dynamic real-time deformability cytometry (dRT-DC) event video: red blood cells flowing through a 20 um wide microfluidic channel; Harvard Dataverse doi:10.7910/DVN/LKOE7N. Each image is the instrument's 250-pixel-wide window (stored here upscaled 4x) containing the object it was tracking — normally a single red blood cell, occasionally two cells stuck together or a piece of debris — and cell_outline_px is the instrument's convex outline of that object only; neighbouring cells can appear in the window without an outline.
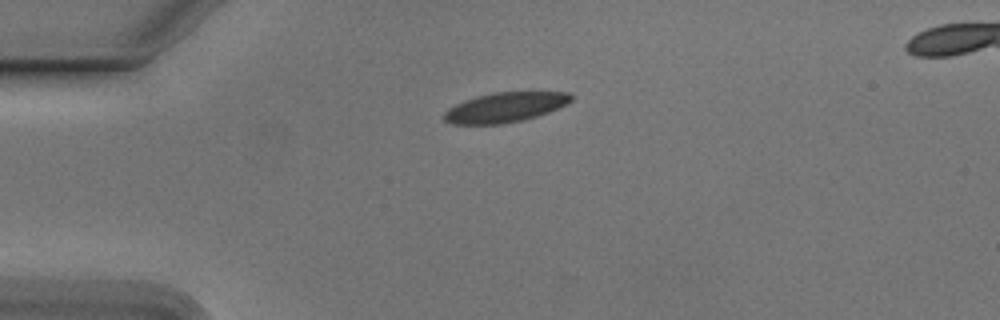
{"species": "Egyptian fruit bat (a non-hibernating species)", "species_latin": "Rousettus aegyptiacus", "temperature_condition": "cold", "stored_images_in_passage": 42, "camera_frame_rate_fps": 3000, "um_per_image_px": 0.085, "animal": {"sex": "male"}, "frame": {"image": 1, "passage_image": 1, "time_ms": 0.0, "image_size_px": [1000, 320], "cell_outline_px": [[572, 100], [548, 112], [536, 116], [520, 120], [500, 124], [452, 124], [444, 120], [440, 116], [448, 108], [464, 100], [476, 96], [492, 92], [532, 88], [568, 92], [572, 96]], "centroid_in_image_um": [42.96, 9.05], "position_along_channel_um": 42.0, "area_um2": 23.0}}
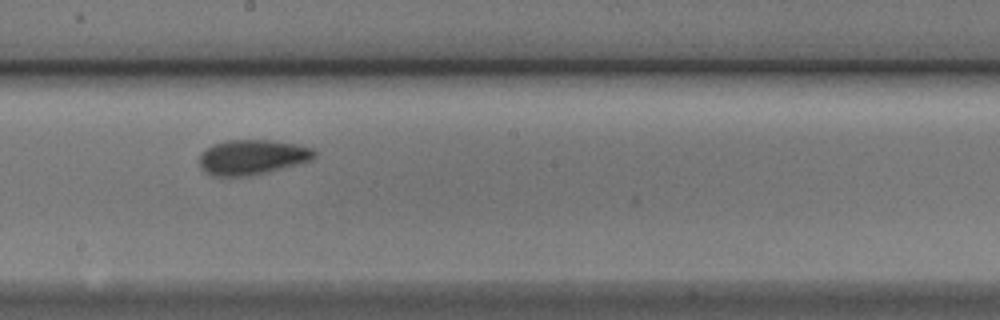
{"frame": {"image": 2, "passage_image": 18, "time_ms": 5.667, "image_size_px": [1000, 320], "cell_outline_px": [[316, 156], [312, 160], [252, 176], [212, 176], [204, 172], [200, 168], [200, 152], [212, 144], [224, 140], [272, 140], [296, 144], [312, 148], [316, 152]], "centroid_in_image_um": [21.4, 13.36], "position_along_channel_um": 226.8, "area_um2": 23.7}}
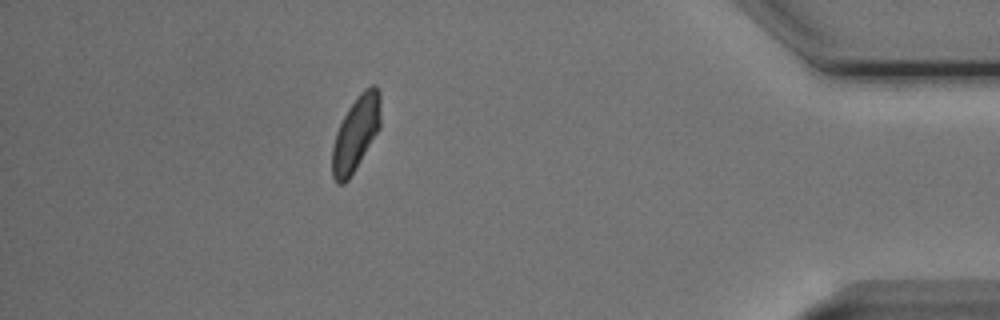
{"frame": {"image": 3, "passage_image": 36, "time_ms": 11.667, "image_size_px": [1000, 320], "cell_outline_px": [[380, 128], [356, 168], [348, 180], [344, 184], [336, 184], [332, 176], [332, 148], [336, 132], [348, 108], [356, 96], [364, 88], [372, 84], [376, 84], [380, 92]], "centroid_in_image_um": [30.25, 11.33], "position_along_channel_um": 405.0, "area_um2": 21.21}, "authors_computed_cell_mechanics": {"area_um2": 22.2241, "velocity_mm_per_s": 3.7507, "shape_relaxation_time_tau1_ms": 3.2743, "shape_relaxation_time_tau2_ms": 1.9923, "deformation_change_tau1": 0.1118, "deformation_change_tau2": 0.0758}}